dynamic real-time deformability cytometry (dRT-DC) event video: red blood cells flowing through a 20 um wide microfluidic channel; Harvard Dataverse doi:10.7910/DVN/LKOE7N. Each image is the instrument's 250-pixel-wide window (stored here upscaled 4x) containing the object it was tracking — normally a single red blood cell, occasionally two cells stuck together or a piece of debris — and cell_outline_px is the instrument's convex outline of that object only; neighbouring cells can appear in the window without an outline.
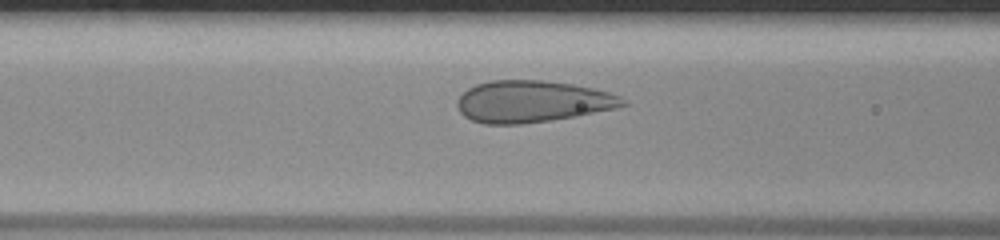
{"species": "human", "species_latin": "Homo sapiens", "temperature_condition": "room temperature", "stored_images_in_passage": 45, "camera_frame_rate_fps": 3000, "um_per_image_px": 0.085, "donor": {"sex": "male"}, "frame": {"image": 1, "passage_image": 17, "time_ms": 5.333, "image_size_px": [1000, 240], "cell_outline_px": [[628, 104], [616, 108], [576, 116], [520, 124], [484, 124], [472, 120], [464, 116], [460, 112], [456, 104], [456, 100], [468, 88], [476, 84], [488, 80], [540, 80], [572, 84], [592, 88], [608, 92], [620, 96], [628, 100]], "centroid_in_image_um": [45.23, 8.62], "position_along_channel_um": 121.4, "area_um2": 40.29}}
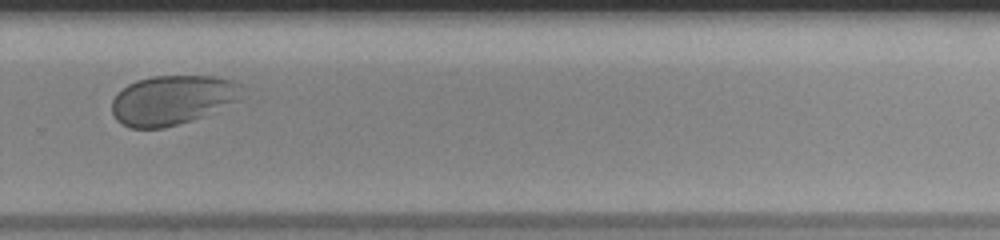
{"frame": {"image": 2, "passage_image": 31, "time_ms": 10.0, "image_size_px": [1000, 240], "cell_outline_px": [[240, 100], [192, 120], [164, 128], [132, 128], [120, 124], [116, 120], [112, 112], [112, 100], [128, 84], [136, 80], [152, 76], [216, 76], [232, 80], [240, 84]], "centroid_in_image_um": [14.63, 8.5], "position_along_channel_um": 315.2, "area_um2": 37.34}}
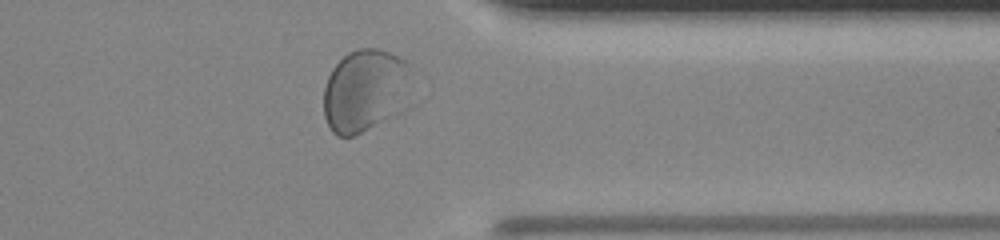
{"frame": {"image": 3, "passage_image": 36, "time_ms": 11.667, "image_size_px": [1000, 240], "cell_outline_px": [[408, 108], [396, 116], [356, 136], [336, 136], [332, 132], [324, 116], [324, 88], [328, 76], [332, 68], [348, 52], [356, 48], [376, 48], [388, 52], [404, 60], [408, 64]], "centroid_in_image_um": [31.03, 7.74], "position_along_channel_um": 380.4, "area_um2": 43.0}}